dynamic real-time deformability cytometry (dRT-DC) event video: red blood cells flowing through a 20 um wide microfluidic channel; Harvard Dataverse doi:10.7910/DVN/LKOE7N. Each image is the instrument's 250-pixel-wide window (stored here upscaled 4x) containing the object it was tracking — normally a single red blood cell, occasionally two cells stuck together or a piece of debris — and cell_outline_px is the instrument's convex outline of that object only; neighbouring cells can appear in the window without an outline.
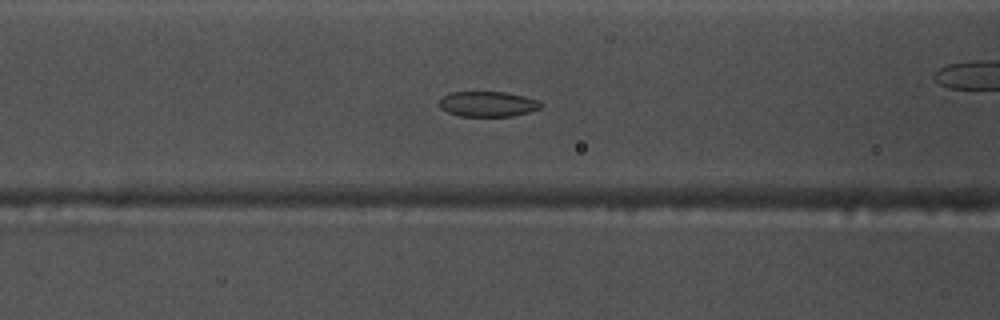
{"species": "common noctule bat (a hibernating species)", "species_latin": "Nyctalus noctula", "temperature_condition": "warm", "stored_images_in_passage": 55, "camera_frame_rate_fps": 3000, "um_per_image_px": 0.085, "animal": {"sex": "male", "body_mass_g": 17.5, "forearm_length_mm": 52.3}, "frame": {"image": 1, "passage_image": 22, "time_ms": 7.0, "image_size_px": [1000, 320], "cell_outline_px": [[544, 104], [540, 108], [528, 112], [512, 116], [460, 116], [448, 112], [440, 108], [440, 100], [444, 96], [452, 92], [504, 92], [524, 96], [540, 100]], "centroid_in_image_um": [41.5, 8.84], "position_along_channel_um": 125.1, "area_um2": 14.91}}
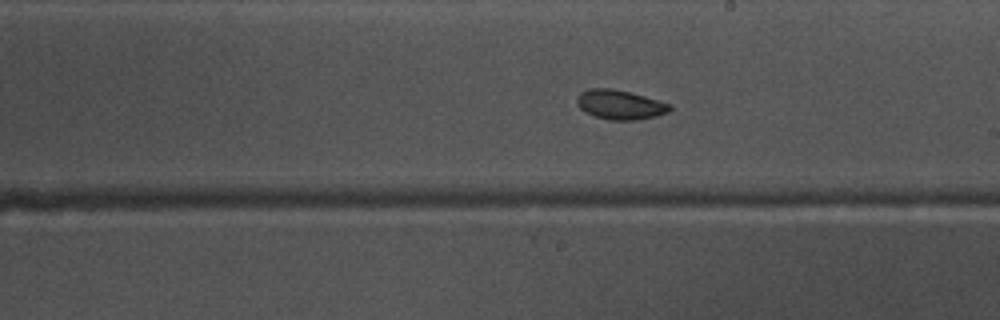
{"frame": {"image": 2, "passage_image": 31, "time_ms": 10.0, "image_size_px": [1000, 320], "cell_outline_px": [[672, 108], [668, 112], [656, 116], [636, 120], [608, 120], [592, 116], [584, 112], [576, 104], [576, 96], [580, 92], [588, 88], [612, 88], [644, 96], [672, 104]], "centroid_in_image_um": [52.66, 8.9], "position_along_channel_um": 236.3, "area_um2": 16.18}}
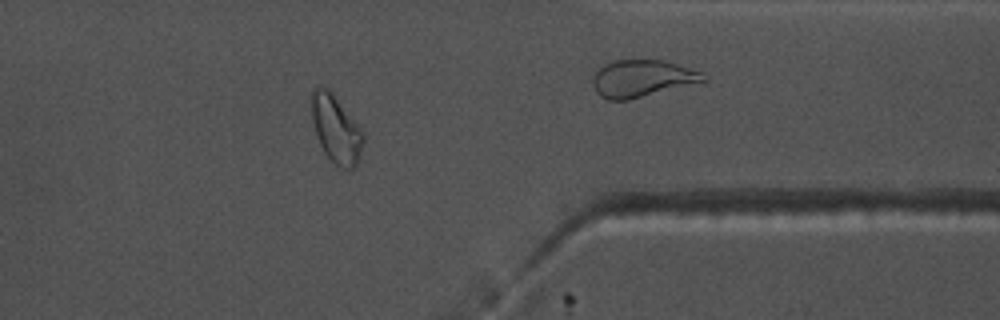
{"frame": {"image": 3, "passage_image": 44, "time_ms": 14.333, "image_size_px": [1000, 320], "cell_outline_px": [[364, 140], [360, 156], [356, 164], [352, 168], [340, 168], [324, 152], [320, 144], [312, 120], [308, 96], [312, 88], [320, 84], [328, 88], [332, 92], [364, 132]], "centroid_in_image_um": [28.52, 10.88], "position_along_channel_um": 382.9, "area_um2": 20.69}, "authors_computed_cell_mechanics": {"area_um2": 17.9758, "velocity_mm_per_s": 3.7223, "shape_relaxation_time_tau1_ms": 4.6653, "shape_relaxation_time_tau2_ms": 6.3746, "deformation_change_tau1": 0.107, "deformation_change_tau2": 0.1169}}